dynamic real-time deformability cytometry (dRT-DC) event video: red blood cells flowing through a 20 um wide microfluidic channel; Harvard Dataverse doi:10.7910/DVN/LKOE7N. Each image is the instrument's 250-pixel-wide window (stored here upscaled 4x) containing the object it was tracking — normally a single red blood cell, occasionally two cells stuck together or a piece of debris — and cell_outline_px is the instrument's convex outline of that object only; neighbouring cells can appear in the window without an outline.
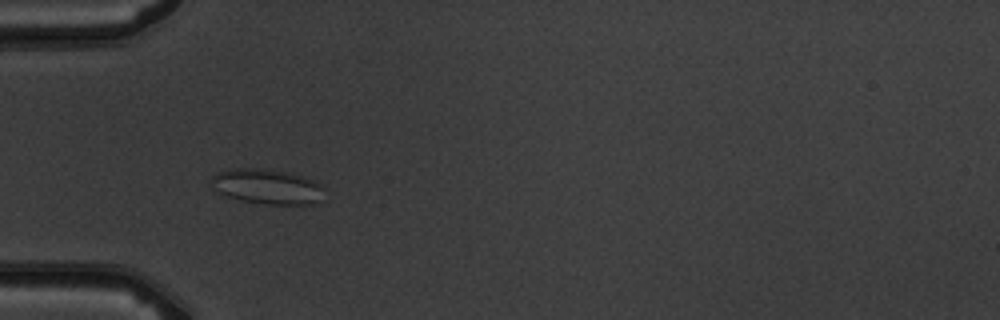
{"species": "common noctule bat (a hibernating species)", "species_latin": "Nyctalus noctula", "temperature_condition": "warm", "stored_images_in_passage": 4, "camera_frame_rate_fps": 3000, "um_per_image_px": 0.085, "animal": {"sex": "male", "body_mass_g": 19.5, "forearm_length_mm": 54.6}, "frame": {"image": 1, "passage_image": 3, "time_ms": 3.333, "image_size_px": [1000, 320], "cell_outline_px": [[320, 200], [312, 204], [264, 204], [240, 200], [228, 196], [220, 192], [216, 188], [212, 180], [212, 176], [216, 172], [236, 168], [256, 168], [284, 172], [304, 176], [316, 180], [320, 188]], "centroid_in_image_um": [22.69, 15.85], "position_along_channel_um": 62.3, "area_um2": 22.48}}
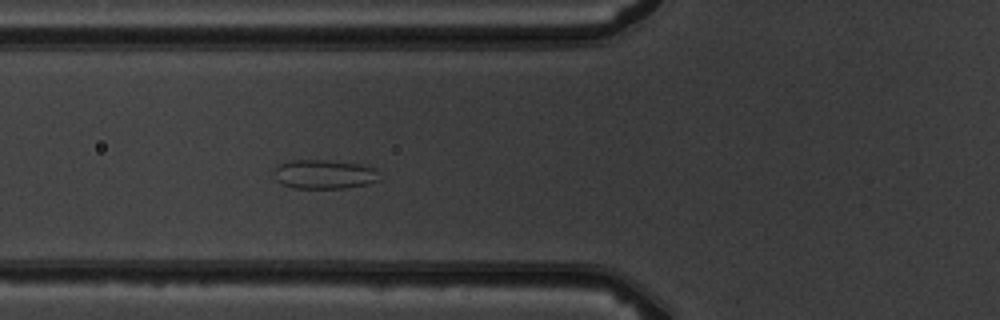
{"frame": {"image": 2, "passage_image": 4, "time_ms": 4.333, "image_size_px": [1000, 320], "cell_outline_px": [[380, 180], [368, 184], [348, 188], [292, 188], [276, 180], [276, 168], [280, 164], [292, 160], [328, 160], [360, 164], [376, 168]], "centroid_in_image_um": [27.62, 14.82], "position_along_channel_um": 98.2, "area_um2": 17.86}}